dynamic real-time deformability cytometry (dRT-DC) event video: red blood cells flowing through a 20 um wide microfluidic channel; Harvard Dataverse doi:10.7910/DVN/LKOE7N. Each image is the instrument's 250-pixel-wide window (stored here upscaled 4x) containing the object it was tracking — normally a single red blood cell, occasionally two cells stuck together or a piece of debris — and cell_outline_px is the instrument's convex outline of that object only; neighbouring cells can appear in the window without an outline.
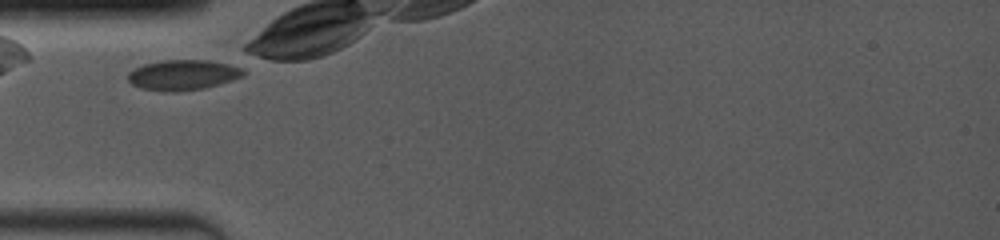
{"species": "common noctule bat (a hibernating species)", "species_latin": "Nyctalus noctula", "temperature_condition": "room temperature", "stored_images_in_passage": 10, "camera_frame_rate_fps": 4000, "um_per_image_px": 0.085, "animal": {"sex": "female", "body_mass_g": 19.0, "forearm_length_mm": 53.3}, "frame": {"image": 1, "passage_image": 1, "time_ms": 0.0, "image_size_px": [1000, 240], "cell_outline_px": [[244, 76], [232, 80], [204, 88], [176, 92], [172, 92], [140, 88], [132, 84], [128, 80], [128, 72], [144, 64], [160, 60], [208, 60], [240, 64], [244, 72]], "centroid_in_image_um": [15.61, 6.35], "position_along_channel_um": 69.4, "area_um2": 20.63}}